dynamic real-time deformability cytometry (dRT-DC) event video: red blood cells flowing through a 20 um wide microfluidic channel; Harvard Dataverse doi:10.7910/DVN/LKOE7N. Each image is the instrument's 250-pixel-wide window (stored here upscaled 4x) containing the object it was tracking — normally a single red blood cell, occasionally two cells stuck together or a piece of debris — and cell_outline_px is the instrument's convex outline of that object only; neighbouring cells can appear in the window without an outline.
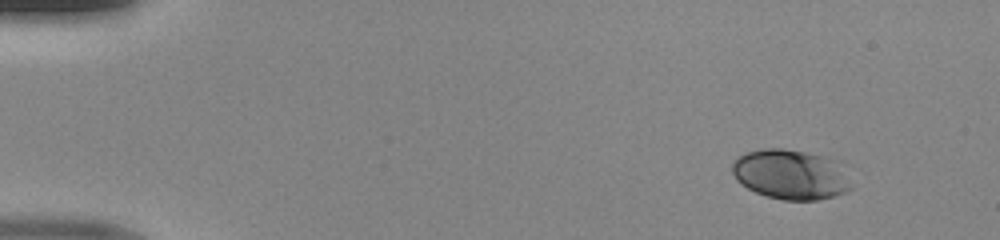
{"species": "human", "species_latin": "Homo sapiens", "temperature_condition": "room temperature", "stored_images_in_passage": 45, "camera_frame_rate_fps": 3000, "um_per_image_px": 0.085, "donor": {"sex": "male"}, "frame": {"image": 1, "passage_image": 1, "time_ms": 0.0, "image_size_px": [1000, 240], "cell_outline_px": [[852, 188], [848, 192], [816, 200], [784, 200], [768, 196], [756, 192], [748, 188], [736, 180], [732, 172], [732, 164], [740, 156], [748, 152], [764, 148], [780, 148], [804, 152], [840, 160], [852, 184]], "centroid_in_image_um": [67.26, 14.83], "position_along_channel_um": 17.7, "area_um2": 34.68}}
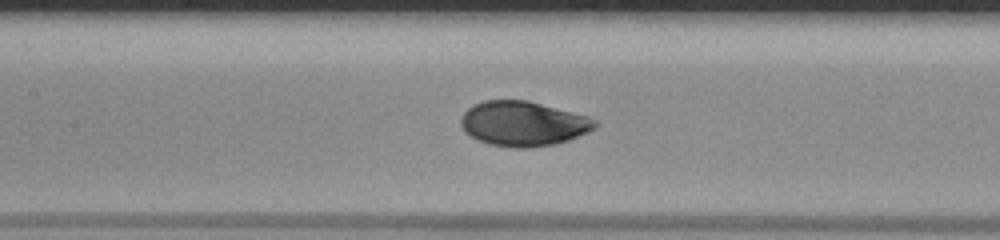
{"frame": {"image": 2, "passage_image": 20, "time_ms": 6.333, "image_size_px": [1000, 240], "cell_outline_px": [[600, 124], [596, 128], [588, 132], [568, 140], [556, 144], [528, 148], [516, 148], [488, 144], [464, 132], [460, 124], [460, 116], [468, 108], [484, 100], [528, 100], [588, 116], [596, 120]], "centroid_in_image_um": [44.49, 10.51], "position_along_channel_um": 162.9, "area_um2": 35.2}}
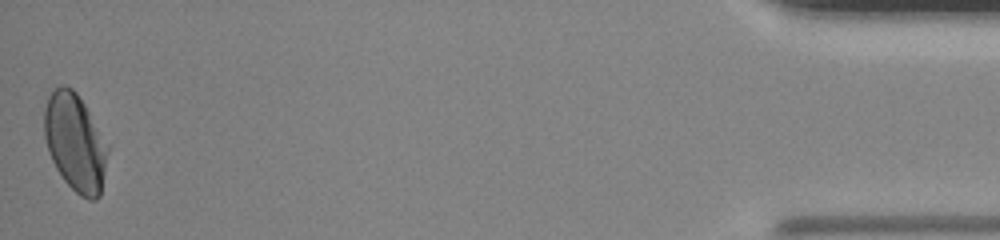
{"frame": {"image": 3, "passage_image": 45, "time_ms": 14.667, "image_size_px": [1000, 240], "cell_outline_px": [[108, 152], [100, 196], [96, 200], [88, 200], [80, 196], [64, 180], [56, 168], [48, 152], [44, 136], [44, 108], [48, 96], [60, 84], [64, 84], [72, 88], [76, 92], [84, 104], [108, 148]], "centroid_in_image_um": [6.36, 12.12], "position_along_channel_um": 428.8, "area_um2": 35.72}}